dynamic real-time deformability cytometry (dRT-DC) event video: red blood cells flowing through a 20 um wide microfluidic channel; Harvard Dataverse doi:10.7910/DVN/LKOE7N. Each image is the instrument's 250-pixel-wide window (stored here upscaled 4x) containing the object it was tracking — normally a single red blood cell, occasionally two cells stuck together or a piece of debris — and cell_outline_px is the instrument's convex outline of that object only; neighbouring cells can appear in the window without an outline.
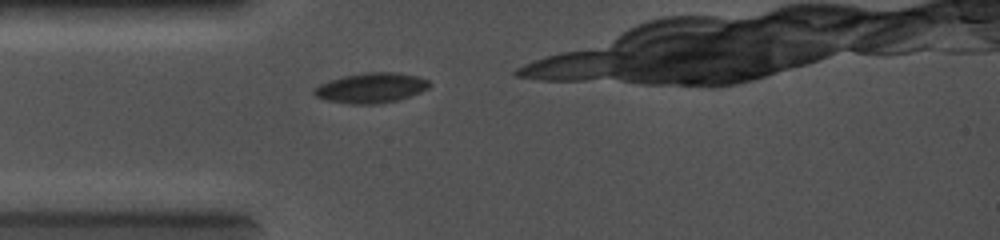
{"species": "common noctule bat (a hibernating species)", "species_latin": "Nyctalus noctula", "temperature_condition": "cold", "stored_images_in_passage": 16, "camera_frame_rate_fps": 5000, "um_per_image_px": 0.085, "animal": {"sex": "female", "body_mass_g": 19.0, "forearm_length_mm": 56.7}, "frame": {"image": 1, "passage_image": 1, "time_ms": 0.0, "image_size_px": [1000, 240], "cell_outline_px": [[432, 84], [428, 88], [420, 92], [396, 100], [380, 104], [352, 104], [328, 100], [316, 96], [312, 92], [312, 88], [328, 80], [344, 76], [364, 72], [396, 72], [416, 76], [428, 80]], "centroid_in_image_um": [31.52, 7.46], "position_along_channel_um": 53.5, "area_um2": 20.17}}
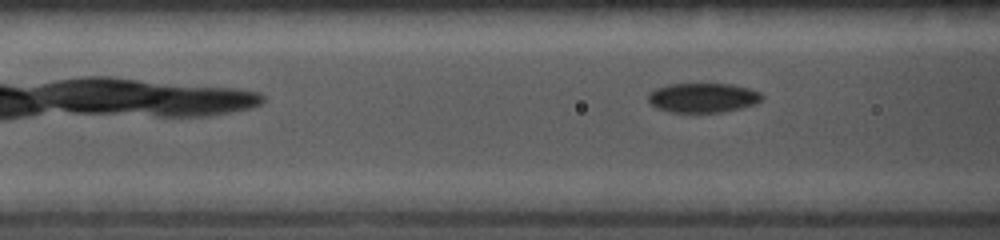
{"frame": {"image": 2, "passage_image": 7, "time_ms": 1.2, "image_size_px": [1000, 240], "cell_outline_px": [[764, 96], [756, 104], [740, 108], [720, 112], [668, 112], [656, 108], [648, 100], [648, 92], [656, 88], [668, 84], [732, 84], [748, 88], [760, 92]], "centroid_in_image_um": [59.73, 8.3], "position_along_channel_um": 106.9, "area_um2": 19.59}}
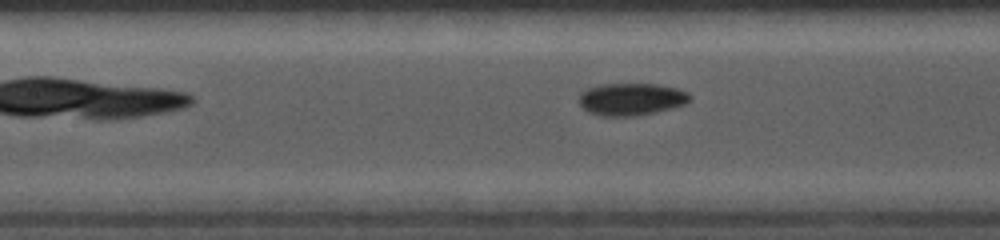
{"frame": {"image": 3, "passage_image": 13, "time_ms": 2.2, "image_size_px": [1000, 240], "cell_outline_px": [[692, 100], [684, 104], [672, 108], [640, 116], [600, 116], [588, 112], [580, 104], [580, 92], [588, 88], [600, 84], [656, 84], [676, 88], [688, 92], [692, 96]], "centroid_in_image_um": [53.68, 8.44], "position_along_channel_um": 153.7, "area_um2": 21.04}}